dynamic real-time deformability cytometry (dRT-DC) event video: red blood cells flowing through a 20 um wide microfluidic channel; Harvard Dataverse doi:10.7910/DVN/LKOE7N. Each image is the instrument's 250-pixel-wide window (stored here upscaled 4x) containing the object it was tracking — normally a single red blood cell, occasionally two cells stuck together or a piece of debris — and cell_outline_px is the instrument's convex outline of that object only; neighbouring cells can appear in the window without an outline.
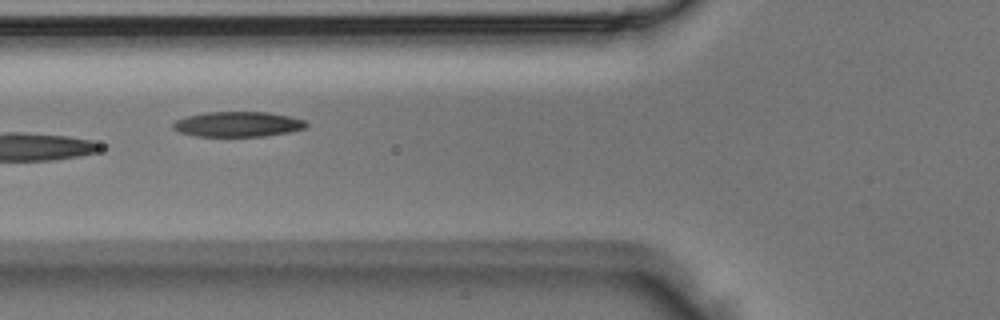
{"species": "Egyptian fruit bat (a non-hibernating species)", "species_latin": "Rousettus aegyptiacus", "temperature_condition": "room temperature", "stored_images_in_passage": 5, "camera_frame_rate_fps": 3000, "um_per_image_px": 0.085, "animal": {"sex": "male"}, "frame": {"image": 1, "passage_image": 5, "time_ms": 1.333, "image_size_px": [1000, 320], "cell_outline_px": [[308, 124], [304, 128], [288, 132], [264, 136], [196, 136], [180, 132], [172, 128], [172, 124], [176, 120], [188, 116], [208, 112], [268, 112], [288, 116], [304, 120]], "centroid_in_image_um": [20.2, 10.56], "position_along_channel_um": 105.6, "area_um2": 19.31}}